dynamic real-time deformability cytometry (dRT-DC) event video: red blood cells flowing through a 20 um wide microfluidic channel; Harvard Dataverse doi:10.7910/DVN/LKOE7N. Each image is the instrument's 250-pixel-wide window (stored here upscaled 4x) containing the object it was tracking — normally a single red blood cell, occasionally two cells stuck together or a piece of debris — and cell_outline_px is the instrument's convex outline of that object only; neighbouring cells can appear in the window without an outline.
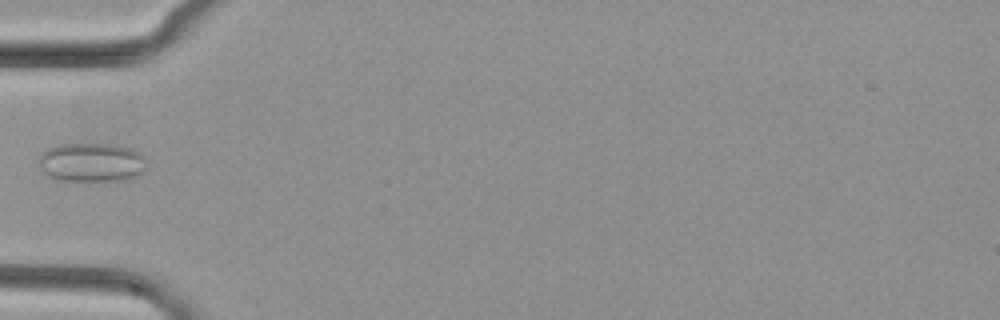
{"species": "common noctule bat (a hibernating species)", "species_latin": "Nyctalus noctula", "temperature_condition": "cold", "stored_images_in_passage": 10, "camera_frame_rate_fps": 3000, "um_per_image_px": 0.085, "animal": {"sex": "female", "body_mass_g": 29.2, "forearm_length_mm": 56.3}, "frame": {"image": 1, "passage_image": 1, "time_ms": 0.0, "image_size_px": [1000, 320], "cell_outline_px": [[144, 172], [140, 176], [128, 180], [56, 180], [44, 172], [40, 168], [36, 160], [48, 148], [56, 144], [108, 144], [132, 148], [140, 152], [144, 156]], "centroid_in_image_um": [7.79, 13.8], "position_along_channel_um": 77.2, "area_um2": 24.68}}
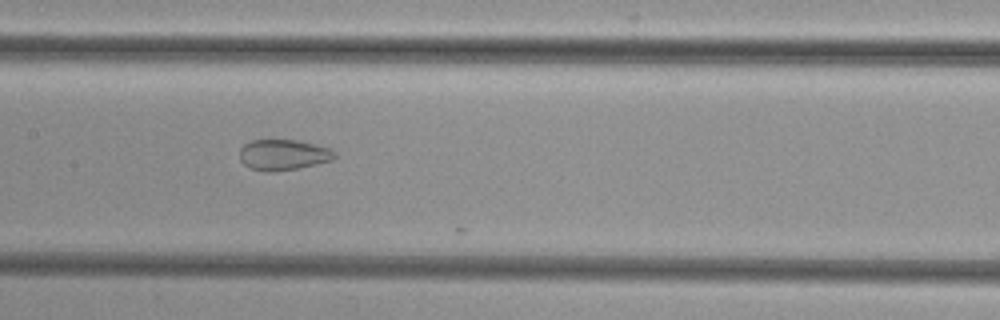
{"frame": {"image": 2, "passage_image": 9, "time_ms": 2.667, "image_size_px": [1000, 320], "cell_outline_px": [[336, 156], [332, 160], [316, 164], [296, 168], [272, 172], [264, 172], [252, 168], [244, 164], [240, 160], [240, 148], [244, 144], [252, 140], [296, 140], [332, 148], [336, 152]], "centroid_in_image_um": [24.09, 13.15], "position_along_channel_um": 183.3, "area_um2": 16.99}}